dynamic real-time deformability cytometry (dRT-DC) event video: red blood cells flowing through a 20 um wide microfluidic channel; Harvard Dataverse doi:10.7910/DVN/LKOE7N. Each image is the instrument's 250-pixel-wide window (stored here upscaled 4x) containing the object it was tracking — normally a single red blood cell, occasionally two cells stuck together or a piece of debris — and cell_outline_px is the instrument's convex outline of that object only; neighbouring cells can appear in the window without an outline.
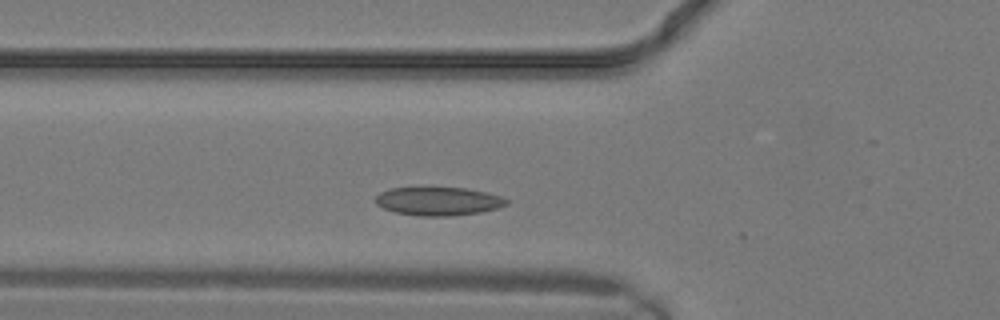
{"species": "common noctule bat (a hibernating species)", "species_latin": "Nyctalus noctula", "temperature_condition": "warm", "stored_images_in_passage": 5, "camera_frame_rate_fps": 3000, "um_per_image_px": 0.085, "animal": {"sex": "male", "body_mass_g": 19.2, "forearm_length_mm": 51.8}, "frame": {"image": 1, "passage_image": 3, "time_ms": 0.667, "image_size_px": [1000, 320], "cell_outline_px": [[508, 204], [500, 208], [480, 212], [448, 216], [420, 216], [396, 212], [384, 208], [376, 204], [376, 196], [380, 192], [392, 188], [424, 184], [464, 188], [484, 192], [500, 196], [508, 200]], "centroid_in_image_um": [37.23, 17.05], "position_along_channel_um": 88.6, "area_um2": 22.48}}
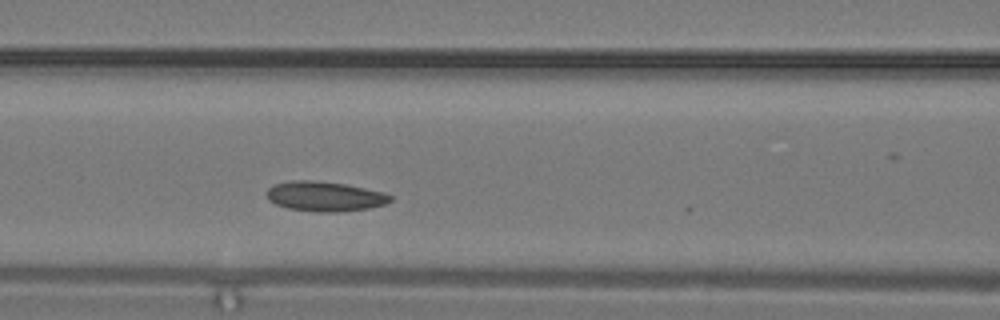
{"frame": {"image": 2, "passage_image": 5, "time_ms": 1.333, "image_size_px": [1000, 320], "cell_outline_px": [[392, 200], [384, 204], [368, 208], [340, 212], [316, 212], [288, 208], [276, 204], [268, 200], [268, 188], [276, 184], [292, 180], [312, 180], [344, 184], [384, 192], [392, 196]], "centroid_in_image_um": [27.62, 16.69], "position_along_channel_um": 139.0, "area_um2": 21.33}}